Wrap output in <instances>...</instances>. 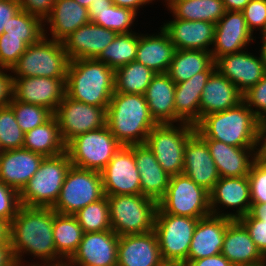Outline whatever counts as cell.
<instances>
[{"label": "cell", "instance_id": "obj_56", "mask_svg": "<svg viewBox=\"0 0 266 266\" xmlns=\"http://www.w3.org/2000/svg\"><path fill=\"white\" fill-rule=\"evenodd\" d=\"M154 0H112L113 4L119 6V7H125L133 10L137 14L140 13L139 10L140 8L146 6V5H151L154 4Z\"/></svg>", "mask_w": 266, "mask_h": 266}, {"label": "cell", "instance_id": "obj_9", "mask_svg": "<svg viewBox=\"0 0 266 266\" xmlns=\"http://www.w3.org/2000/svg\"><path fill=\"white\" fill-rule=\"evenodd\" d=\"M196 131L195 125L181 122L157 124L151 129L145 144L154 153L157 162L170 176L182 174L184 148L188 138Z\"/></svg>", "mask_w": 266, "mask_h": 266}, {"label": "cell", "instance_id": "obj_35", "mask_svg": "<svg viewBox=\"0 0 266 266\" xmlns=\"http://www.w3.org/2000/svg\"><path fill=\"white\" fill-rule=\"evenodd\" d=\"M173 18L216 24L226 12L222 0H169L164 4Z\"/></svg>", "mask_w": 266, "mask_h": 266}, {"label": "cell", "instance_id": "obj_50", "mask_svg": "<svg viewBox=\"0 0 266 266\" xmlns=\"http://www.w3.org/2000/svg\"><path fill=\"white\" fill-rule=\"evenodd\" d=\"M238 220L244 225L256 247L266 258V222L254 218L250 213Z\"/></svg>", "mask_w": 266, "mask_h": 266}, {"label": "cell", "instance_id": "obj_20", "mask_svg": "<svg viewBox=\"0 0 266 266\" xmlns=\"http://www.w3.org/2000/svg\"><path fill=\"white\" fill-rule=\"evenodd\" d=\"M183 174L208 192L220 179L207 143L196 132L188 138L184 148Z\"/></svg>", "mask_w": 266, "mask_h": 266}, {"label": "cell", "instance_id": "obj_48", "mask_svg": "<svg viewBox=\"0 0 266 266\" xmlns=\"http://www.w3.org/2000/svg\"><path fill=\"white\" fill-rule=\"evenodd\" d=\"M248 29L259 34L266 27V0H251L242 10Z\"/></svg>", "mask_w": 266, "mask_h": 266}, {"label": "cell", "instance_id": "obj_10", "mask_svg": "<svg viewBox=\"0 0 266 266\" xmlns=\"http://www.w3.org/2000/svg\"><path fill=\"white\" fill-rule=\"evenodd\" d=\"M156 213L203 218L211 214L209 192L183 173L173 175L165 195L158 201Z\"/></svg>", "mask_w": 266, "mask_h": 266}, {"label": "cell", "instance_id": "obj_51", "mask_svg": "<svg viewBox=\"0 0 266 266\" xmlns=\"http://www.w3.org/2000/svg\"><path fill=\"white\" fill-rule=\"evenodd\" d=\"M21 9L25 12L37 16L43 22L50 15L55 0H17Z\"/></svg>", "mask_w": 266, "mask_h": 266}, {"label": "cell", "instance_id": "obj_33", "mask_svg": "<svg viewBox=\"0 0 266 266\" xmlns=\"http://www.w3.org/2000/svg\"><path fill=\"white\" fill-rule=\"evenodd\" d=\"M175 86L167 73H156L147 87L144 95L157 124L175 123Z\"/></svg>", "mask_w": 266, "mask_h": 266}, {"label": "cell", "instance_id": "obj_64", "mask_svg": "<svg viewBox=\"0 0 266 266\" xmlns=\"http://www.w3.org/2000/svg\"><path fill=\"white\" fill-rule=\"evenodd\" d=\"M75 1H77L81 6L86 7L88 9L89 5L92 2H96L98 0H75Z\"/></svg>", "mask_w": 266, "mask_h": 266}, {"label": "cell", "instance_id": "obj_2", "mask_svg": "<svg viewBox=\"0 0 266 266\" xmlns=\"http://www.w3.org/2000/svg\"><path fill=\"white\" fill-rule=\"evenodd\" d=\"M106 125L122 146L145 144L157 125L145 95L114 92L106 109Z\"/></svg>", "mask_w": 266, "mask_h": 266}, {"label": "cell", "instance_id": "obj_59", "mask_svg": "<svg viewBox=\"0 0 266 266\" xmlns=\"http://www.w3.org/2000/svg\"><path fill=\"white\" fill-rule=\"evenodd\" d=\"M254 218L266 222V203L252 204L249 212Z\"/></svg>", "mask_w": 266, "mask_h": 266}, {"label": "cell", "instance_id": "obj_37", "mask_svg": "<svg viewBox=\"0 0 266 266\" xmlns=\"http://www.w3.org/2000/svg\"><path fill=\"white\" fill-rule=\"evenodd\" d=\"M84 231L74 215L56 213L53 237L57 253L67 262L77 251Z\"/></svg>", "mask_w": 266, "mask_h": 266}, {"label": "cell", "instance_id": "obj_55", "mask_svg": "<svg viewBox=\"0 0 266 266\" xmlns=\"http://www.w3.org/2000/svg\"><path fill=\"white\" fill-rule=\"evenodd\" d=\"M187 266H234L221 253L211 257L200 258L192 260Z\"/></svg>", "mask_w": 266, "mask_h": 266}, {"label": "cell", "instance_id": "obj_30", "mask_svg": "<svg viewBox=\"0 0 266 266\" xmlns=\"http://www.w3.org/2000/svg\"><path fill=\"white\" fill-rule=\"evenodd\" d=\"M157 32L154 34L139 33L135 61L155 73H167L176 49L161 26Z\"/></svg>", "mask_w": 266, "mask_h": 266}, {"label": "cell", "instance_id": "obj_42", "mask_svg": "<svg viewBox=\"0 0 266 266\" xmlns=\"http://www.w3.org/2000/svg\"><path fill=\"white\" fill-rule=\"evenodd\" d=\"M74 216L84 233L112 230L108 198L106 195L98 201L80 209Z\"/></svg>", "mask_w": 266, "mask_h": 266}, {"label": "cell", "instance_id": "obj_18", "mask_svg": "<svg viewBox=\"0 0 266 266\" xmlns=\"http://www.w3.org/2000/svg\"><path fill=\"white\" fill-rule=\"evenodd\" d=\"M254 41L256 36L248 29L242 11H226L215 24L214 42L210 52L215 62L219 57L249 48Z\"/></svg>", "mask_w": 266, "mask_h": 266}, {"label": "cell", "instance_id": "obj_45", "mask_svg": "<svg viewBox=\"0 0 266 266\" xmlns=\"http://www.w3.org/2000/svg\"><path fill=\"white\" fill-rule=\"evenodd\" d=\"M248 180L252 204L266 203V160H254Z\"/></svg>", "mask_w": 266, "mask_h": 266}, {"label": "cell", "instance_id": "obj_3", "mask_svg": "<svg viewBox=\"0 0 266 266\" xmlns=\"http://www.w3.org/2000/svg\"><path fill=\"white\" fill-rule=\"evenodd\" d=\"M114 92V69L95 58L70 60L66 77L69 98L106 110Z\"/></svg>", "mask_w": 266, "mask_h": 266}, {"label": "cell", "instance_id": "obj_8", "mask_svg": "<svg viewBox=\"0 0 266 266\" xmlns=\"http://www.w3.org/2000/svg\"><path fill=\"white\" fill-rule=\"evenodd\" d=\"M121 146L106 125L74 137L66 152L72 166L101 173Z\"/></svg>", "mask_w": 266, "mask_h": 266}, {"label": "cell", "instance_id": "obj_61", "mask_svg": "<svg viewBox=\"0 0 266 266\" xmlns=\"http://www.w3.org/2000/svg\"><path fill=\"white\" fill-rule=\"evenodd\" d=\"M113 5L112 0H98L92 2L88 7V12H103Z\"/></svg>", "mask_w": 266, "mask_h": 266}, {"label": "cell", "instance_id": "obj_1", "mask_svg": "<svg viewBox=\"0 0 266 266\" xmlns=\"http://www.w3.org/2000/svg\"><path fill=\"white\" fill-rule=\"evenodd\" d=\"M56 212L52 207L21 205L10 223V243L15 259L39 263H66L57 253L53 237ZM26 254V255H25ZM35 260H25V256Z\"/></svg>", "mask_w": 266, "mask_h": 266}, {"label": "cell", "instance_id": "obj_66", "mask_svg": "<svg viewBox=\"0 0 266 266\" xmlns=\"http://www.w3.org/2000/svg\"><path fill=\"white\" fill-rule=\"evenodd\" d=\"M258 38H266V27H265V29L262 31L260 37H258Z\"/></svg>", "mask_w": 266, "mask_h": 266}, {"label": "cell", "instance_id": "obj_11", "mask_svg": "<svg viewBox=\"0 0 266 266\" xmlns=\"http://www.w3.org/2000/svg\"><path fill=\"white\" fill-rule=\"evenodd\" d=\"M104 196L100 172L71 166L52 209L59 214L75 215Z\"/></svg>", "mask_w": 266, "mask_h": 266}, {"label": "cell", "instance_id": "obj_54", "mask_svg": "<svg viewBox=\"0 0 266 266\" xmlns=\"http://www.w3.org/2000/svg\"><path fill=\"white\" fill-rule=\"evenodd\" d=\"M256 158L266 160V117L258 121Z\"/></svg>", "mask_w": 266, "mask_h": 266}, {"label": "cell", "instance_id": "obj_46", "mask_svg": "<svg viewBox=\"0 0 266 266\" xmlns=\"http://www.w3.org/2000/svg\"><path fill=\"white\" fill-rule=\"evenodd\" d=\"M28 45L21 38L0 36V68L12 69Z\"/></svg>", "mask_w": 266, "mask_h": 266}, {"label": "cell", "instance_id": "obj_25", "mask_svg": "<svg viewBox=\"0 0 266 266\" xmlns=\"http://www.w3.org/2000/svg\"><path fill=\"white\" fill-rule=\"evenodd\" d=\"M45 156L20 148L0 154V181L20 192L38 171Z\"/></svg>", "mask_w": 266, "mask_h": 266}, {"label": "cell", "instance_id": "obj_38", "mask_svg": "<svg viewBox=\"0 0 266 266\" xmlns=\"http://www.w3.org/2000/svg\"><path fill=\"white\" fill-rule=\"evenodd\" d=\"M139 32L120 33L96 58L116 70L136 59Z\"/></svg>", "mask_w": 266, "mask_h": 266}, {"label": "cell", "instance_id": "obj_40", "mask_svg": "<svg viewBox=\"0 0 266 266\" xmlns=\"http://www.w3.org/2000/svg\"><path fill=\"white\" fill-rule=\"evenodd\" d=\"M4 33L6 37L21 38L27 45H32L44 36V24L37 16L21 9L10 18Z\"/></svg>", "mask_w": 266, "mask_h": 266}, {"label": "cell", "instance_id": "obj_44", "mask_svg": "<svg viewBox=\"0 0 266 266\" xmlns=\"http://www.w3.org/2000/svg\"><path fill=\"white\" fill-rule=\"evenodd\" d=\"M25 133L17 124L13 109L0 108V146L2 151L23 148Z\"/></svg>", "mask_w": 266, "mask_h": 266}, {"label": "cell", "instance_id": "obj_34", "mask_svg": "<svg viewBox=\"0 0 266 266\" xmlns=\"http://www.w3.org/2000/svg\"><path fill=\"white\" fill-rule=\"evenodd\" d=\"M215 70L211 52L193 49L176 50L167 74L177 84L189 80L199 72Z\"/></svg>", "mask_w": 266, "mask_h": 266}, {"label": "cell", "instance_id": "obj_65", "mask_svg": "<svg viewBox=\"0 0 266 266\" xmlns=\"http://www.w3.org/2000/svg\"><path fill=\"white\" fill-rule=\"evenodd\" d=\"M160 266H187L185 263L180 262H163Z\"/></svg>", "mask_w": 266, "mask_h": 266}, {"label": "cell", "instance_id": "obj_6", "mask_svg": "<svg viewBox=\"0 0 266 266\" xmlns=\"http://www.w3.org/2000/svg\"><path fill=\"white\" fill-rule=\"evenodd\" d=\"M69 63L63 42L43 36L37 43L28 45L11 72L13 77L66 79Z\"/></svg>", "mask_w": 266, "mask_h": 266}, {"label": "cell", "instance_id": "obj_15", "mask_svg": "<svg viewBox=\"0 0 266 266\" xmlns=\"http://www.w3.org/2000/svg\"><path fill=\"white\" fill-rule=\"evenodd\" d=\"M101 177L106 196L141 194L133 145L121 146L101 172Z\"/></svg>", "mask_w": 266, "mask_h": 266}, {"label": "cell", "instance_id": "obj_7", "mask_svg": "<svg viewBox=\"0 0 266 266\" xmlns=\"http://www.w3.org/2000/svg\"><path fill=\"white\" fill-rule=\"evenodd\" d=\"M112 231L118 236L154 230L158 202L142 195L107 196Z\"/></svg>", "mask_w": 266, "mask_h": 266}, {"label": "cell", "instance_id": "obj_63", "mask_svg": "<svg viewBox=\"0 0 266 266\" xmlns=\"http://www.w3.org/2000/svg\"><path fill=\"white\" fill-rule=\"evenodd\" d=\"M260 42L259 53L266 66V38H260Z\"/></svg>", "mask_w": 266, "mask_h": 266}, {"label": "cell", "instance_id": "obj_49", "mask_svg": "<svg viewBox=\"0 0 266 266\" xmlns=\"http://www.w3.org/2000/svg\"><path fill=\"white\" fill-rule=\"evenodd\" d=\"M20 206L19 192L0 181V218L11 223Z\"/></svg>", "mask_w": 266, "mask_h": 266}, {"label": "cell", "instance_id": "obj_4", "mask_svg": "<svg viewBox=\"0 0 266 266\" xmlns=\"http://www.w3.org/2000/svg\"><path fill=\"white\" fill-rule=\"evenodd\" d=\"M259 119L242 101L237 106L204 116L196 125L202 139H214L240 148H256Z\"/></svg>", "mask_w": 266, "mask_h": 266}, {"label": "cell", "instance_id": "obj_43", "mask_svg": "<svg viewBox=\"0 0 266 266\" xmlns=\"http://www.w3.org/2000/svg\"><path fill=\"white\" fill-rule=\"evenodd\" d=\"M9 106L13 109L17 124L24 133L43 125L53 116V113L44 106L24 103L14 97Z\"/></svg>", "mask_w": 266, "mask_h": 266}, {"label": "cell", "instance_id": "obj_28", "mask_svg": "<svg viewBox=\"0 0 266 266\" xmlns=\"http://www.w3.org/2000/svg\"><path fill=\"white\" fill-rule=\"evenodd\" d=\"M220 177L248 176L256 159V148H240L214 139H203Z\"/></svg>", "mask_w": 266, "mask_h": 266}, {"label": "cell", "instance_id": "obj_17", "mask_svg": "<svg viewBox=\"0 0 266 266\" xmlns=\"http://www.w3.org/2000/svg\"><path fill=\"white\" fill-rule=\"evenodd\" d=\"M257 55L248 48L219 57L215 61L216 70L230 80L243 94L255 86L265 75L266 66L259 51Z\"/></svg>", "mask_w": 266, "mask_h": 266}, {"label": "cell", "instance_id": "obj_52", "mask_svg": "<svg viewBox=\"0 0 266 266\" xmlns=\"http://www.w3.org/2000/svg\"><path fill=\"white\" fill-rule=\"evenodd\" d=\"M13 88L14 78L11 70L7 68H0V108L8 106L12 101Z\"/></svg>", "mask_w": 266, "mask_h": 266}, {"label": "cell", "instance_id": "obj_39", "mask_svg": "<svg viewBox=\"0 0 266 266\" xmlns=\"http://www.w3.org/2000/svg\"><path fill=\"white\" fill-rule=\"evenodd\" d=\"M156 73L132 61L115 70V92L144 95Z\"/></svg>", "mask_w": 266, "mask_h": 266}, {"label": "cell", "instance_id": "obj_41", "mask_svg": "<svg viewBox=\"0 0 266 266\" xmlns=\"http://www.w3.org/2000/svg\"><path fill=\"white\" fill-rule=\"evenodd\" d=\"M88 15L90 22L120 34L135 32L132 27L138 14L129 8L113 4L103 12H88Z\"/></svg>", "mask_w": 266, "mask_h": 266}, {"label": "cell", "instance_id": "obj_31", "mask_svg": "<svg viewBox=\"0 0 266 266\" xmlns=\"http://www.w3.org/2000/svg\"><path fill=\"white\" fill-rule=\"evenodd\" d=\"M214 71L195 74L175 86V124L185 122L196 125L200 121V100L205 84Z\"/></svg>", "mask_w": 266, "mask_h": 266}, {"label": "cell", "instance_id": "obj_36", "mask_svg": "<svg viewBox=\"0 0 266 266\" xmlns=\"http://www.w3.org/2000/svg\"><path fill=\"white\" fill-rule=\"evenodd\" d=\"M23 148L45 157L60 155L66 151V144L60 136L57 118L53 115L43 125L27 131Z\"/></svg>", "mask_w": 266, "mask_h": 266}, {"label": "cell", "instance_id": "obj_22", "mask_svg": "<svg viewBox=\"0 0 266 266\" xmlns=\"http://www.w3.org/2000/svg\"><path fill=\"white\" fill-rule=\"evenodd\" d=\"M117 34L113 30L89 22L80 26L62 42L70 60L96 59Z\"/></svg>", "mask_w": 266, "mask_h": 266}, {"label": "cell", "instance_id": "obj_21", "mask_svg": "<svg viewBox=\"0 0 266 266\" xmlns=\"http://www.w3.org/2000/svg\"><path fill=\"white\" fill-rule=\"evenodd\" d=\"M176 50L210 52L214 42L215 24L208 21H189L173 18L161 25Z\"/></svg>", "mask_w": 266, "mask_h": 266}, {"label": "cell", "instance_id": "obj_14", "mask_svg": "<svg viewBox=\"0 0 266 266\" xmlns=\"http://www.w3.org/2000/svg\"><path fill=\"white\" fill-rule=\"evenodd\" d=\"M251 205L248 176L220 177L209 192L210 212L213 215L238 220L250 212ZM228 208L234 212H228Z\"/></svg>", "mask_w": 266, "mask_h": 266}, {"label": "cell", "instance_id": "obj_13", "mask_svg": "<svg viewBox=\"0 0 266 266\" xmlns=\"http://www.w3.org/2000/svg\"><path fill=\"white\" fill-rule=\"evenodd\" d=\"M58 121L60 136L65 144L79 134L106 126V110L69 98L67 95L53 114Z\"/></svg>", "mask_w": 266, "mask_h": 266}, {"label": "cell", "instance_id": "obj_27", "mask_svg": "<svg viewBox=\"0 0 266 266\" xmlns=\"http://www.w3.org/2000/svg\"><path fill=\"white\" fill-rule=\"evenodd\" d=\"M221 254L234 266H266V258L239 220L228 224Z\"/></svg>", "mask_w": 266, "mask_h": 266}, {"label": "cell", "instance_id": "obj_32", "mask_svg": "<svg viewBox=\"0 0 266 266\" xmlns=\"http://www.w3.org/2000/svg\"><path fill=\"white\" fill-rule=\"evenodd\" d=\"M237 87L215 70L204 86L200 100V120L211 113L225 111L243 101Z\"/></svg>", "mask_w": 266, "mask_h": 266}, {"label": "cell", "instance_id": "obj_58", "mask_svg": "<svg viewBox=\"0 0 266 266\" xmlns=\"http://www.w3.org/2000/svg\"><path fill=\"white\" fill-rule=\"evenodd\" d=\"M226 11H242L251 0H222Z\"/></svg>", "mask_w": 266, "mask_h": 266}, {"label": "cell", "instance_id": "obj_5", "mask_svg": "<svg viewBox=\"0 0 266 266\" xmlns=\"http://www.w3.org/2000/svg\"><path fill=\"white\" fill-rule=\"evenodd\" d=\"M71 166L66 151L57 156L45 157L38 171L19 192L20 204L27 207H53Z\"/></svg>", "mask_w": 266, "mask_h": 266}, {"label": "cell", "instance_id": "obj_62", "mask_svg": "<svg viewBox=\"0 0 266 266\" xmlns=\"http://www.w3.org/2000/svg\"><path fill=\"white\" fill-rule=\"evenodd\" d=\"M14 266H67L66 263H39L16 260Z\"/></svg>", "mask_w": 266, "mask_h": 266}, {"label": "cell", "instance_id": "obj_16", "mask_svg": "<svg viewBox=\"0 0 266 266\" xmlns=\"http://www.w3.org/2000/svg\"><path fill=\"white\" fill-rule=\"evenodd\" d=\"M119 236L112 230L84 233L67 266H117Z\"/></svg>", "mask_w": 266, "mask_h": 266}, {"label": "cell", "instance_id": "obj_60", "mask_svg": "<svg viewBox=\"0 0 266 266\" xmlns=\"http://www.w3.org/2000/svg\"><path fill=\"white\" fill-rule=\"evenodd\" d=\"M10 243V223L0 218V246Z\"/></svg>", "mask_w": 266, "mask_h": 266}, {"label": "cell", "instance_id": "obj_12", "mask_svg": "<svg viewBox=\"0 0 266 266\" xmlns=\"http://www.w3.org/2000/svg\"><path fill=\"white\" fill-rule=\"evenodd\" d=\"M199 219L167 213H156L154 231L164 262L188 265V253Z\"/></svg>", "mask_w": 266, "mask_h": 266}, {"label": "cell", "instance_id": "obj_57", "mask_svg": "<svg viewBox=\"0 0 266 266\" xmlns=\"http://www.w3.org/2000/svg\"><path fill=\"white\" fill-rule=\"evenodd\" d=\"M15 261L11 243L2 244L0 246V266H14Z\"/></svg>", "mask_w": 266, "mask_h": 266}, {"label": "cell", "instance_id": "obj_26", "mask_svg": "<svg viewBox=\"0 0 266 266\" xmlns=\"http://www.w3.org/2000/svg\"><path fill=\"white\" fill-rule=\"evenodd\" d=\"M89 22L88 9L77 1L55 0L50 15L43 22L44 36L52 40L63 41L80 26Z\"/></svg>", "mask_w": 266, "mask_h": 266}, {"label": "cell", "instance_id": "obj_19", "mask_svg": "<svg viewBox=\"0 0 266 266\" xmlns=\"http://www.w3.org/2000/svg\"><path fill=\"white\" fill-rule=\"evenodd\" d=\"M13 97L28 104L44 106L53 114L66 96V79L13 77Z\"/></svg>", "mask_w": 266, "mask_h": 266}, {"label": "cell", "instance_id": "obj_47", "mask_svg": "<svg viewBox=\"0 0 266 266\" xmlns=\"http://www.w3.org/2000/svg\"><path fill=\"white\" fill-rule=\"evenodd\" d=\"M243 102L253 111L258 119L266 117V73L253 87L243 93Z\"/></svg>", "mask_w": 266, "mask_h": 266}, {"label": "cell", "instance_id": "obj_24", "mask_svg": "<svg viewBox=\"0 0 266 266\" xmlns=\"http://www.w3.org/2000/svg\"><path fill=\"white\" fill-rule=\"evenodd\" d=\"M233 219L210 214L200 218L190 243L188 264L192 260L211 257L222 252L225 231Z\"/></svg>", "mask_w": 266, "mask_h": 266}, {"label": "cell", "instance_id": "obj_53", "mask_svg": "<svg viewBox=\"0 0 266 266\" xmlns=\"http://www.w3.org/2000/svg\"><path fill=\"white\" fill-rule=\"evenodd\" d=\"M21 10L17 0H0V36L4 33L10 18Z\"/></svg>", "mask_w": 266, "mask_h": 266}, {"label": "cell", "instance_id": "obj_29", "mask_svg": "<svg viewBox=\"0 0 266 266\" xmlns=\"http://www.w3.org/2000/svg\"><path fill=\"white\" fill-rule=\"evenodd\" d=\"M133 153L140 176L141 194L158 202L165 195L171 176L163 170L146 144L133 145Z\"/></svg>", "mask_w": 266, "mask_h": 266}, {"label": "cell", "instance_id": "obj_23", "mask_svg": "<svg viewBox=\"0 0 266 266\" xmlns=\"http://www.w3.org/2000/svg\"><path fill=\"white\" fill-rule=\"evenodd\" d=\"M117 256V266H160L164 262L154 230L119 236Z\"/></svg>", "mask_w": 266, "mask_h": 266}]
</instances>
